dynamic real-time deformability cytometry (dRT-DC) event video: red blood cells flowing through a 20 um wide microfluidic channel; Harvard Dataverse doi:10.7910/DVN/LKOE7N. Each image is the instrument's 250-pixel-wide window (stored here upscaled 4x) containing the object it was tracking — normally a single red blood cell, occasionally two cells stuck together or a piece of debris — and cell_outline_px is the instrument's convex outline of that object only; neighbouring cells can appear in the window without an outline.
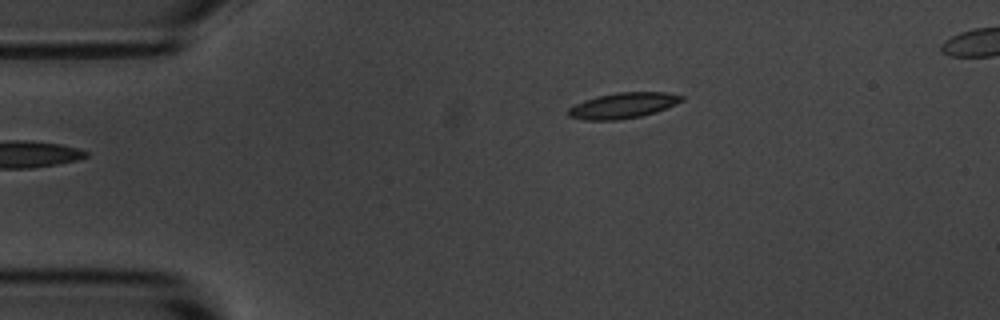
{"species": "common noctule bat (a hibernating species)", "species_latin": "Nyctalus noctula", "temperature_condition": "room temperature", "stored_images_in_passage": 39, "camera_frame_rate_fps": 3000, "um_per_image_px": 0.085, "animal": {"sex": "male", "body_mass_g": 20.1, "forearm_length_mm": 53.5}, "frame": {"image": 1, "passage_image": 1, "time_ms": 0.0, "image_size_px": [1000, 320], "cell_outline_px": [[684, 100], [676, 104], [656, 112], [640, 116], [616, 120], [584, 120], [568, 116], [568, 108], [584, 100], [596, 96], [616, 92], [664, 92], [684, 96]], "centroid_in_image_um": [52.95, 8.96], "position_along_channel_um": 32.1, "area_um2": 16.94}}
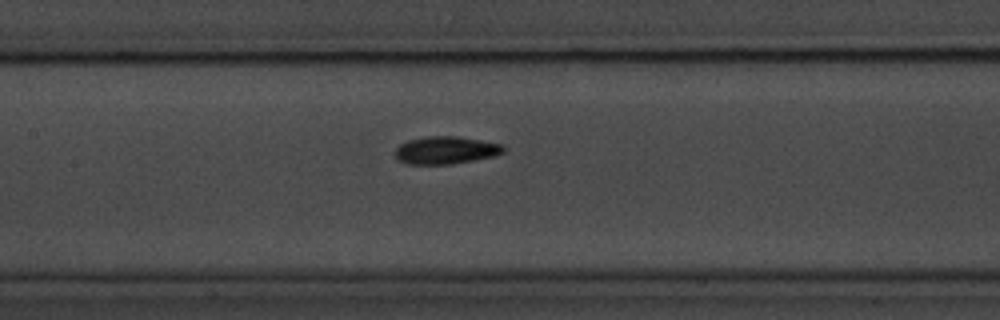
{"frame": {"image": 2, "passage_image": 16, "time_ms": 5.0, "image_size_px": [1000, 320], "cell_outline_px": [[504, 152], [496, 156], [452, 164], [408, 164], [396, 160], [396, 148], [400, 144], [408, 140], [428, 136], [460, 136], [500, 144], [504, 148]], "centroid_in_image_um": [37.88, 12.77], "position_along_channel_um": 169.5, "area_um2": 17.46}}
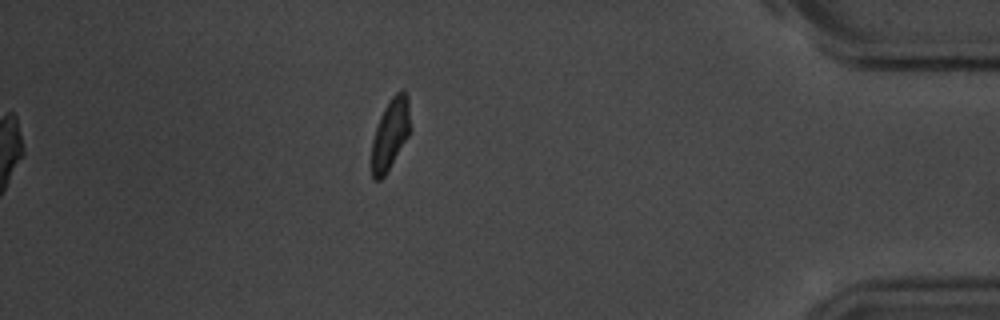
{"frame": {"image": 3, "passage_image": 39, "time_ms": 12.667, "image_size_px": [1000, 320], "cell_outline_px": [[412, 132], [384, 176], [380, 180], [372, 180], [372, 140], [380, 116], [384, 108], [392, 96], [400, 88], [404, 88], [408, 96], [412, 128]], "centroid_in_image_um": [33.23, 11.34], "position_along_channel_um": 402.0, "area_um2": 16.42}, "authors_computed_cell_mechanics": {"area_um2": 16.9354, "velocity_mm_per_s": 3.5971, "shape_relaxation_time_tau1_ms": 2.2754, "shape_relaxation_time_tau2_ms": 3.2546, "deformation_change_tau1": 0.1499, "deformation_change_tau2": 0.1028}}